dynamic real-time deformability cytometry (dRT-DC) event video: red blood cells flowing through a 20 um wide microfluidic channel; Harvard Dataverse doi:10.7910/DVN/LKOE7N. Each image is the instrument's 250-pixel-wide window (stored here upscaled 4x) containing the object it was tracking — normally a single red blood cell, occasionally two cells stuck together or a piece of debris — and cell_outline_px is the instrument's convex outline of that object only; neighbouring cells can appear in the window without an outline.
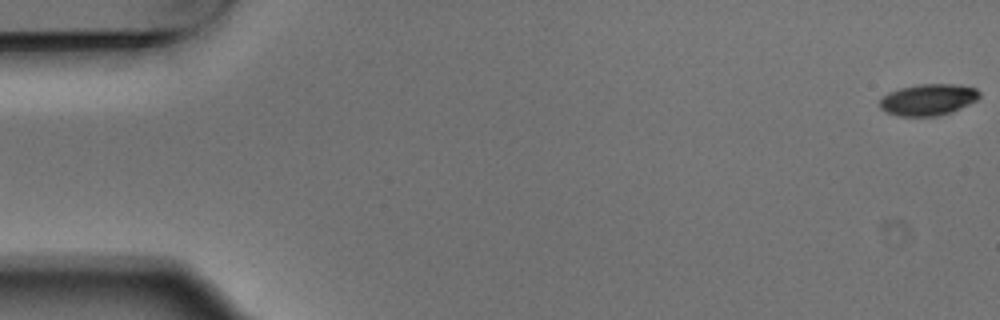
{"species": "Egyptian fruit bat (a non-hibernating species)", "species_latin": "Rousettus aegyptiacus", "temperature_condition": "warm", "stored_images_in_passage": 4, "camera_frame_rate_fps": 3000, "um_per_image_px": 0.085, "animal": {"sex": "male"}, "frame": {"image": 1, "passage_image": 1, "time_ms": 0.0, "image_size_px": [1000, 320], "cell_outline_px": [[980, 96], [976, 100], [952, 112], [936, 116], [900, 116], [888, 112], [880, 108], [880, 100], [888, 92], [900, 88], [920, 84], [952, 84], [976, 88], [980, 92]], "centroid_in_image_um": [78.9, 8.47], "position_along_channel_um": 6.1, "area_um2": 18.09}}
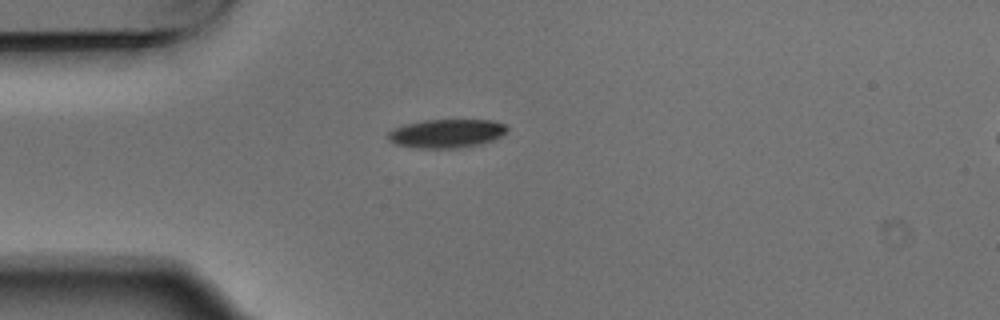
{"frame": {"image": 2, "passage_image": 4, "time_ms": 1.0, "image_size_px": [1000, 320], "cell_outline_px": [[508, 132], [492, 140], [480, 144], [456, 148], [416, 148], [396, 144], [388, 140], [388, 132], [404, 124], [424, 120], [492, 120], [508, 124]], "centroid_in_image_um": [37.99, 11.34], "position_along_channel_um": 47.0, "area_um2": 19.94}}